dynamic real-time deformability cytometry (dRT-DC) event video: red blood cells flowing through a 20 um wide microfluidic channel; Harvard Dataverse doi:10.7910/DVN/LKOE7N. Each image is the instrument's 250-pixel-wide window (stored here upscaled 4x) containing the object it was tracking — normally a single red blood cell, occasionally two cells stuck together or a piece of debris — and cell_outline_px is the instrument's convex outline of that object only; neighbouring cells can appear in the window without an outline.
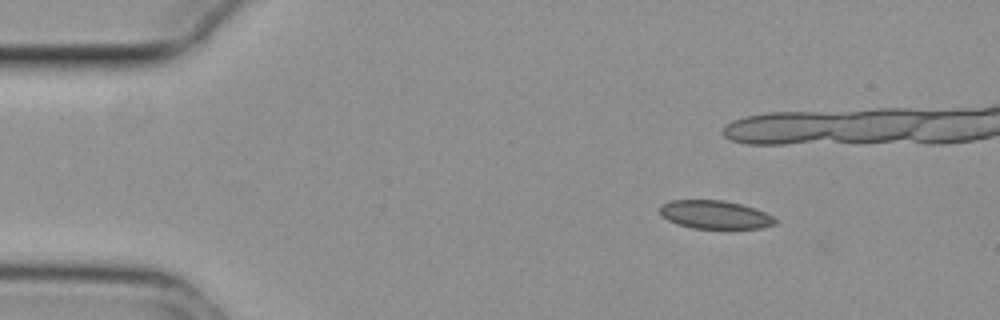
{"species": "common noctule bat (a hibernating species)", "species_latin": "Nyctalus noctula", "temperature_condition": "cold", "stored_images_in_passage": 44, "camera_frame_rate_fps": 3000, "um_per_image_px": 0.085, "animal": {"sex": "female", "body_mass_g": 29.2, "forearm_length_mm": 56.3}, "frame": {"image": 1, "passage_image": 7, "time_ms": 2.0, "image_size_px": [1000, 320], "cell_outline_px": [[776, 224], [764, 228], [692, 228], [676, 224], [660, 216], [660, 204], [672, 200], [724, 200], [740, 204], [764, 212], [772, 216], [776, 220]], "centroid_in_image_um": [60.73, 18.25], "position_along_channel_um": 24.3, "area_um2": 19.02}}